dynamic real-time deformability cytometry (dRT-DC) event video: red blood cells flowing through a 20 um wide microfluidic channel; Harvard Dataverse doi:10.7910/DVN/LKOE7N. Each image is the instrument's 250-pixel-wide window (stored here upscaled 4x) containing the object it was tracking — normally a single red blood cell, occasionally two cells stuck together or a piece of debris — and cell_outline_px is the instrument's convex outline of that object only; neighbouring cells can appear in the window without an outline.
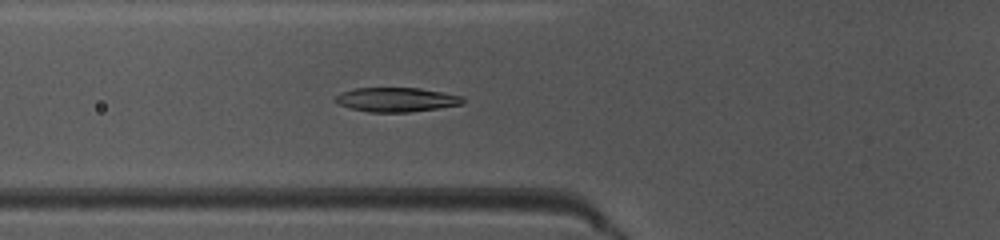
{"species": "common noctule bat (a hibernating species)", "species_latin": "Nyctalus noctula", "temperature_condition": "warm", "stored_images_in_passage": 39, "camera_frame_rate_fps": 3000, "um_per_image_px": 0.085, "animal": {"sex": "female", "body_mass_g": 10.0, "forearm_length_mm": 53.1}, "frame": {"image": 1, "passage_image": 18, "time_ms": 5.667, "image_size_px": [1000, 240], "cell_outline_px": [[464, 104], [408, 112], [368, 112], [352, 108], [340, 104], [332, 100], [340, 92], [356, 88], [420, 88], [464, 96]], "centroid_in_image_um": [33.7, 8.46], "position_along_channel_um": 92.1, "area_um2": 17.98}}
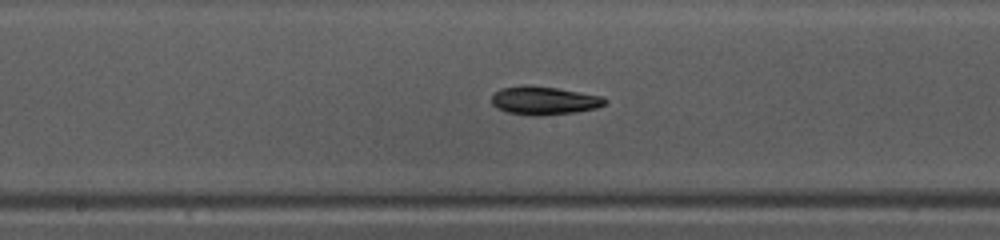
{"frame": {"image": 2, "passage_image": 26, "time_ms": 8.333, "image_size_px": [1000, 240], "cell_outline_px": [[608, 100], [604, 104], [596, 108], [576, 112], [540, 116], [532, 116], [508, 112], [496, 108], [492, 104], [492, 96], [500, 88], [520, 84], [532, 84], [604, 96]], "centroid_in_image_um": [46.23, 8.53], "position_along_channel_um": 202.0, "area_um2": 19.02}}
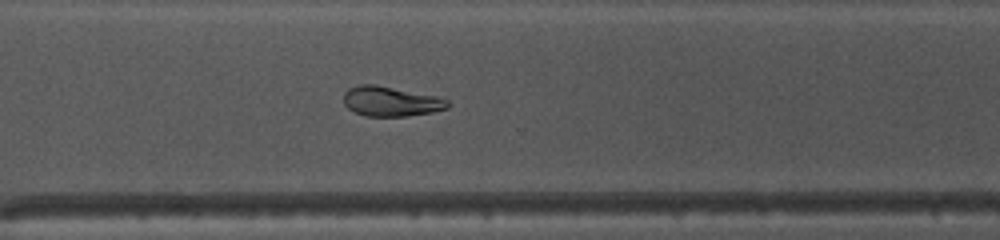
{"frame": {"image": 3, "passage_image": 36, "time_ms": 11.667, "image_size_px": [1000, 240], "cell_outline_px": [[452, 104], [448, 108], [432, 112], [408, 116], [368, 116], [356, 112], [348, 108], [344, 104], [344, 92], [348, 88], [360, 84], [372, 84], [436, 96], [448, 100]], "centroid_in_image_um": [33.23, 8.62], "position_along_channel_um": 337.4, "area_um2": 17.98}, "authors_computed_cell_mechanics": {"area_um2": 18.207, "velocity_mm_per_s": 4.0818, "shape_relaxation_time_tau1_ms": 8.6708, "shape_relaxation_time_tau2_ms": null, "deformation_change_tau1": 0.2157, "deformation_change_tau2": null}}